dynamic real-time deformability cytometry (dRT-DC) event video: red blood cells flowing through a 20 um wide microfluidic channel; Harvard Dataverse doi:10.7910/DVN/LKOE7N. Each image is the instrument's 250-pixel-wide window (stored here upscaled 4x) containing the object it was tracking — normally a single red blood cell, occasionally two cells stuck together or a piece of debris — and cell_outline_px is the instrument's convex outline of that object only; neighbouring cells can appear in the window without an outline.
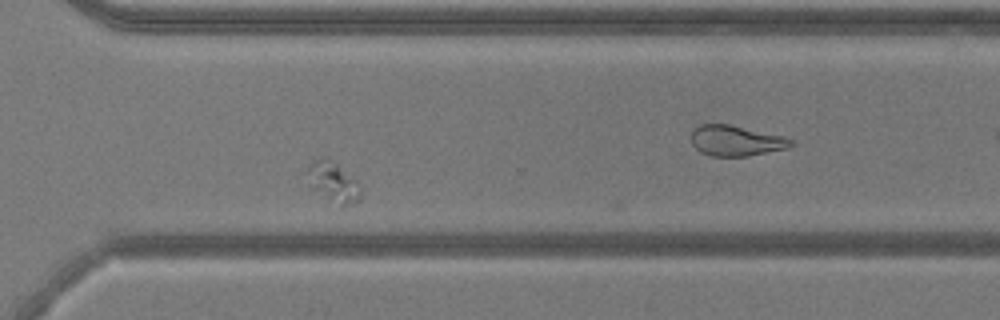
{"species": "common noctule bat (a hibernating species)", "species_latin": "Nyctalus noctula", "temperature_condition": "warm", "stored_images_in_passage": 37, "camera_frame_rate_fps": 3000, "um_per_image_px": 0.085, "animal": {"sex": "male", "body_mass_g": 20.5, "forearm_length_mm": 52.5}, "frame": {"image": 1, "passage_image": 29, "time_ms": 9.333, "image_size_px": [1000, 320], "cell_outline_px": [[360, 200], [340, 208], [308, 188], [304, 172], [308, 164], [312, 160], [320, 156], [328, 156], [356, 180], [360, 188]], "centroid_in_image_um": [28.21, 15.47], "position_along_channel_um": 342.4, "area_um2": 13.47}}